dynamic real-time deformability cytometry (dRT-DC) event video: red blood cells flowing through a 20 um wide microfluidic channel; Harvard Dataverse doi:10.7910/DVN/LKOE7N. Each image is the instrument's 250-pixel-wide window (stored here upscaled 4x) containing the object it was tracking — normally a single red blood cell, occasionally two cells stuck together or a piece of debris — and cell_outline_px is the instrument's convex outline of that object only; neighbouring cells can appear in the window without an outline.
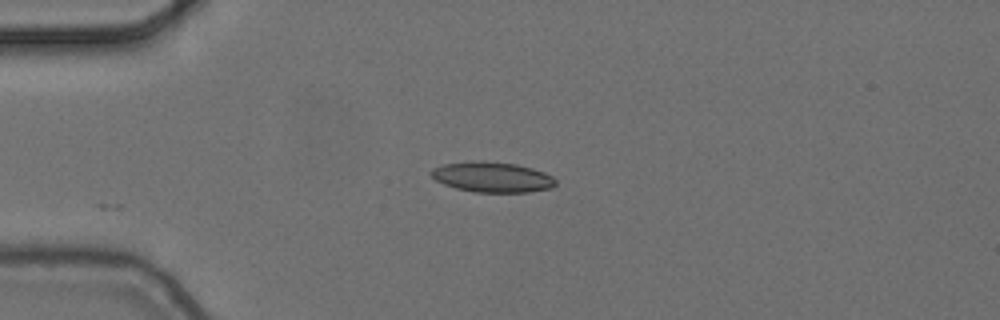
{"species": "common noctule bat (a hibernating species)", "species_latin": "Nyctalus noctula", "temperature_condition": "cold", "stored_images_in_passage": 4, "camera_frame_rate_fps": 3000, "um_per_image_px": 0.085, "animal": {"sex": "female", "body_mass_g": 24.6, "forearm_length_mm": 56.2}, "frame": {"image": 1, "passage_image": 4, "time_ms": 1.0, "image_size_px": [1000, 320], "cell_outline_px": [[556, 184], [552, 188], [528, 192], [476, 192], [456, 188], [444, 184], [436, 180], [428, 172], [432, 168], [440, 164], [468, 160], [484, 160], [516, 164], [532, 168], [544, 172], [552, 176], [556, 180]], "centroid_in_image_um": [41.8, 15.03], "position_along_channel_um": 43.2, "area_um2": 22.37}}